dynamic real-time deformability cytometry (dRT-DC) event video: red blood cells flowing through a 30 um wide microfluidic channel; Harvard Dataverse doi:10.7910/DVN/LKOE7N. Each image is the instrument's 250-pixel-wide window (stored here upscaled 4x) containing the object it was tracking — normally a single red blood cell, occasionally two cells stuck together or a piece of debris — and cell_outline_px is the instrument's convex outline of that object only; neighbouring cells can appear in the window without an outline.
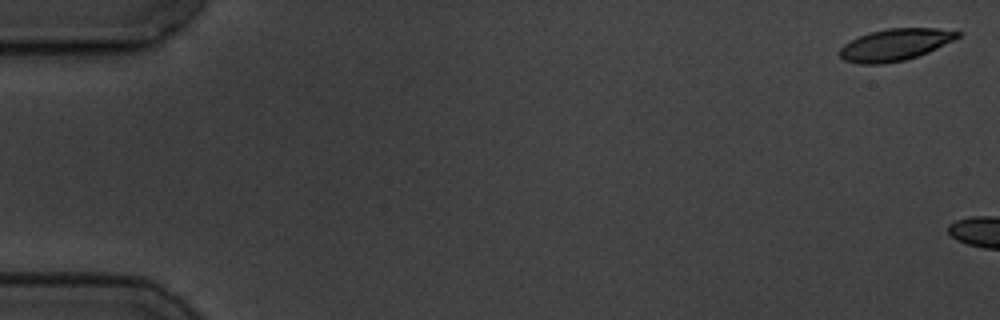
{"species": "common noctule bat (a hibernating species)", "species_latin": "Nyctalus noctula", "temperature_condition": "cold", "stored_images_in_passage": 3, "camera_frame_rate_fps": 3000, "um_per_image_px": 0.085, "animal": {"sex": "male", "body_mass_g": 19.5, "forearm_length_mm": 54.6}, "frame": {"image": 1, "passage_image": 1, "time_ms": 0.0, "image_size_px": [1000, 320], "cell_outline_px": [[960, 36], [928, 52], [904, 60], [880, 64], [856, 64], [844, 60], [836, 52], [844, 44], [860, 36], [872, 32], [888, 28], [936, 28], [960, 32]], "centroid_in_image_um": [76.02, 3.81], "position_along_channel_um": 9.0, "area_um2": 21.62}}